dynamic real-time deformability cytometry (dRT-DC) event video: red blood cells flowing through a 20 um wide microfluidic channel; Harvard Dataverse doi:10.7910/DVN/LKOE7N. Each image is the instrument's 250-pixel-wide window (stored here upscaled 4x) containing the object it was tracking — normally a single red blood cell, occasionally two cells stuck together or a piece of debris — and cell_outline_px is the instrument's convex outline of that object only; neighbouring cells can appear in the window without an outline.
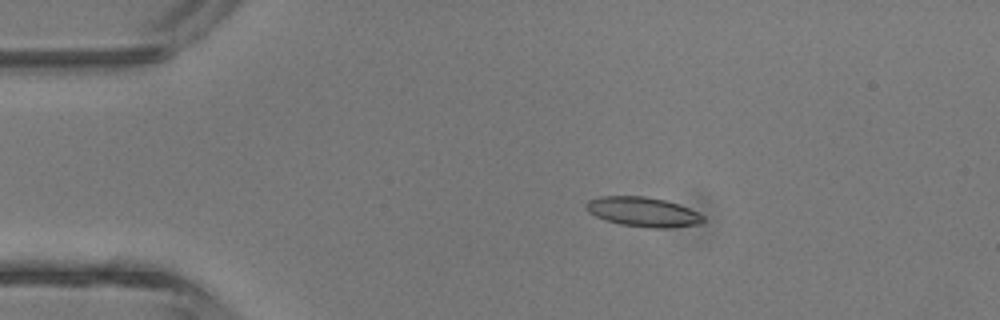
{"species": "common noctule bat (a hibernating species)", "species_latin": "Nyctalus noctula", "temperature_condition": "room temperature", "stored_images_in_passage": 4, "camera_frame_rate_fps": 3000, "um_per_image_px": 0.085, "animal": {"sex": "male", "body_mass_g": 13.3}, "frame": {"image": 1, "passage_image": 3, "time_ms": 2.0, "image_size_px": [1000, 320], "cell_outline_px": [[704, 220], [700, 224], [668, 228], [652, 228], [620, 224], [604, 220], [588, 212], [584, 208], [584, 204], [588, 200], [600, 196], [644, 196], [664, 200], [680, 204], [704, 216]], "centroid_in_image_um": [54.62, 18.01], "position_along_channel_um": 30.4, "area_um2": 20.29}}